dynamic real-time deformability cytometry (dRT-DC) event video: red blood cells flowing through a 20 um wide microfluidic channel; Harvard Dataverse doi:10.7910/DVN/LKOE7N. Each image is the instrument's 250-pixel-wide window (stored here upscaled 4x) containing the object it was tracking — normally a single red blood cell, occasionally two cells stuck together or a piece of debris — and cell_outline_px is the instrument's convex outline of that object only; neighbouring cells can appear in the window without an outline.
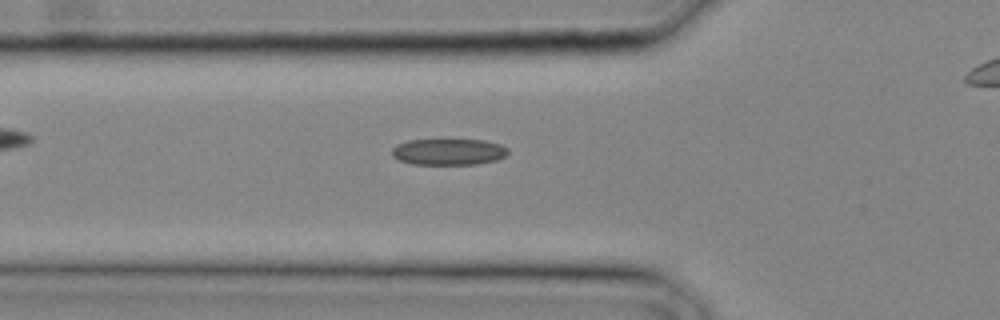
{"species": "common noctule bat (a hibernating species)", "species_latin": "Nyctalus noctula", "temperature_condition": "cold", "stored_images_in_passage": 16, "camera_frame_rate_fps": 3000, "um_per_image_px": 0.085, "animal": {"sex": "male", "body_mass_g": 20.4}, "frame": {"image": 1, "passage_image": 10, "time_ms": 3.0, "image_size_px": [1000, 320], "cell_outline_px": [[508, 152], [504, 156], [496, 160], [476, 164], [412, 164], [400, 160], [392, 156], [392, 148], [396, 144], [408, 140], [484, 140], [500, 144], [508, 148]], "centroid_in_image_um": [38.11, 12.9], "position_along_channel_um": 87.7, "area_um2": 17.74}}
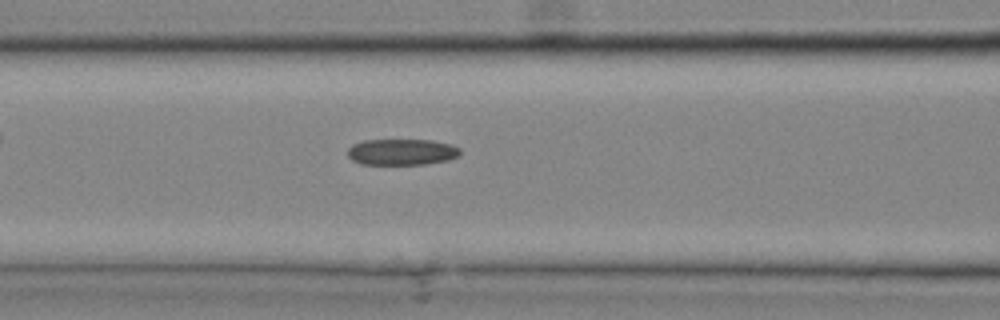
{"frame": {"image": 2, "passage_image": 12, "time_ms": 3.667, "image_size_px": [1000, 320], "cell_outline_px": [[460, 152], [456, 156], [448, 160], [428, 164], [360, 164], [352, 160], [348, 156], [348, 148], [352, 144], [364, 140], [432, 140], [452, 144], [460, 148]], "centroid_in_image_um": [34.14, 12.91], "position_along_channel_um": 132.5, "area_um2": 17.22}}